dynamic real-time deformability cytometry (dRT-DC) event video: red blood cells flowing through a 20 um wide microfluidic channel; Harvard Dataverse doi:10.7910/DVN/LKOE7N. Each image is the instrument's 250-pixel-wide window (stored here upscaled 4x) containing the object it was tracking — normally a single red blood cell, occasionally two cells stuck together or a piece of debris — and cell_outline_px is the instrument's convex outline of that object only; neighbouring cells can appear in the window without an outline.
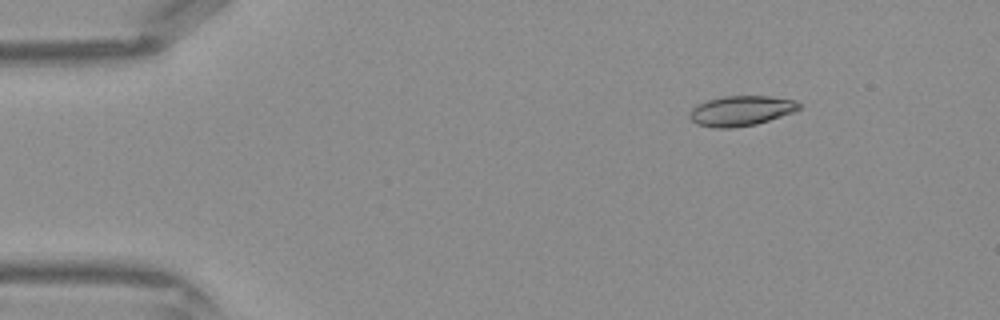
{"species": "Egyptian fruit bat (a non-hibernating species)", "species_latin": "Rousettus aegyptiacus", "temperature_condition": "warm", "stored_images_in_passage": 41, "camera_frame_rate_fps": 3000, "um_per_image_px": 0.085, "frame": {"image": 1, "passage_image": 4, "time_ms": 1.0, "image_size_px": [1000, 320], "cell_outline_px": [[804, 104], [800, 108], [792, 112], [756, 124], [732, 128], [716, 128], [696, 124], [688, 116], [688, 112], [696, 104], [708, 100], [724, 96], [768, 96], [796, 100]], "centroid_in_image_um": [62.97, 9.41], "position_along_channel_um": 22.0, "area_um2": 19.25}}
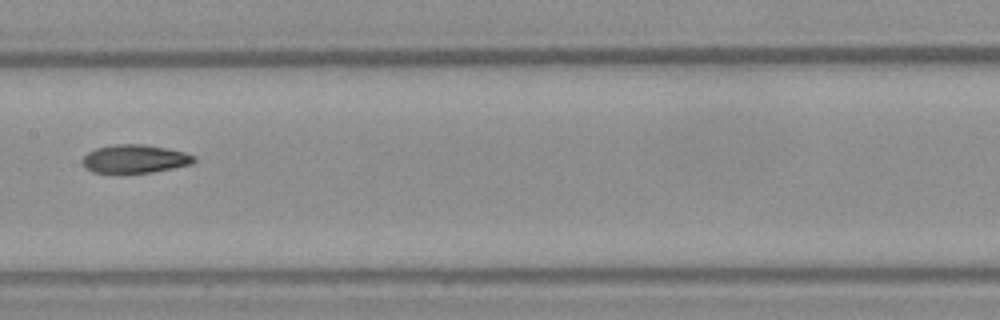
{"frame": {"image": 2, "passage_image": 20, "time_ms": 6.333, "image_size_px": [1000, 320], "cell_outline_px": [[196, 160], [192, 164], [152, 172], [120, 176], [112, 176], [92, 172], [84, 168], [80, 160], [88, 152], [96, 148], [112, 144], [144, 144], [168, 148], [184, 152], [196, 156]], "centroid_in_image_um": [11.38, 13.55], "position_along_channel_um": 196.0, "area_um2": 19.48}}
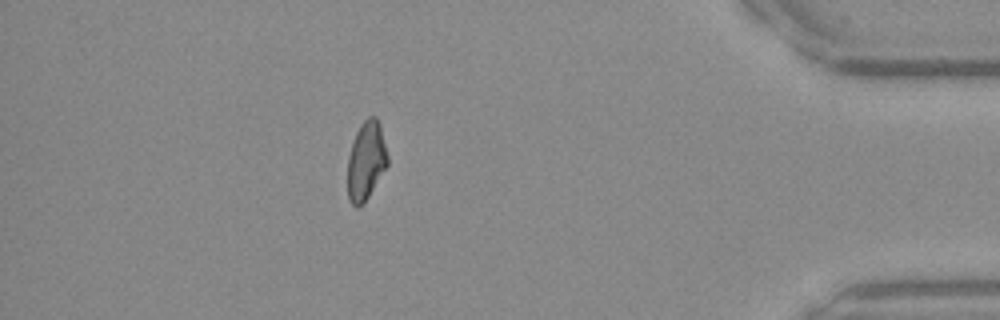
{"frame": {"image": 3, "passage_image": 36, "time_ms": 11.667, "image_size_px": [1000, 320], "cell_outline_px": [[388, 164], [364, 204], [360, 208], [356, 208], [352, 204], [348, 196], [348, 156], [356, 132], [360, 124], [368, 116], [376, 116], [380, 124], [388, 156]], "centroid_in_image_um": [31.12, 13.67], "position_along_channel_um": 404.1, "area_um2": 18.38}}